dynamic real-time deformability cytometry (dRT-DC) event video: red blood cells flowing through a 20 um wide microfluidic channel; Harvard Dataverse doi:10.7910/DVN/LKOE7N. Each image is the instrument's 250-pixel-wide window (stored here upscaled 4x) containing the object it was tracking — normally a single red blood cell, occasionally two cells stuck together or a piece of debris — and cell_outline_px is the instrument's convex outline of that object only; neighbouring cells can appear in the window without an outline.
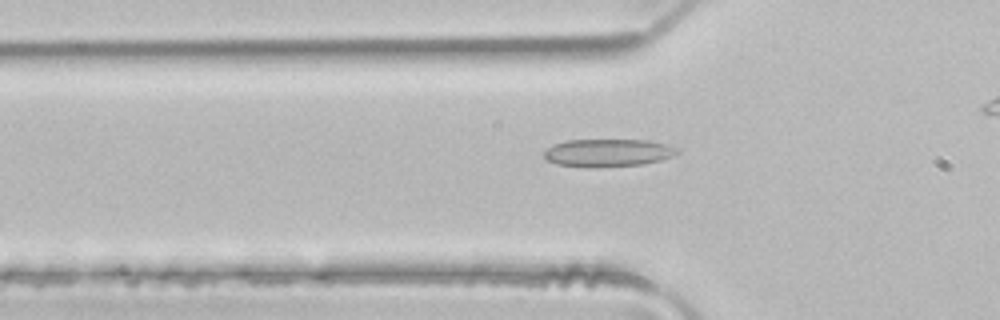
{"species": "common noctule bat (a hibernating species)", "species_latin": "Nyctalus noctula", "temperature_condition": "room temperature", "stored_images_in_passage": 42, "camera_frame_rate_fps": 3000, "um_per_image_px": 0.085, "animal": {"sex": "male", "body_mass_g": 21.5, "forearm_length_mm": 52.0}, "frame": {"image": 1, "passage_image": 16, "time_ms": 5.0, "image_size_px": [1000, 320], "cell_outline_px": [[680, 152], [672, 156], [660, 160], [644, 164], [596, 168], [584, 168], [556, 164], [548, 160], [544, 156], [544, 152], [552, 144], [564, 140], [648, 140], [668, 144], [676, 148]], "centroid_in_image_um": [51.65, 12.99], "position_along_channel_um": 74.1, "area_um2": 21.85}}
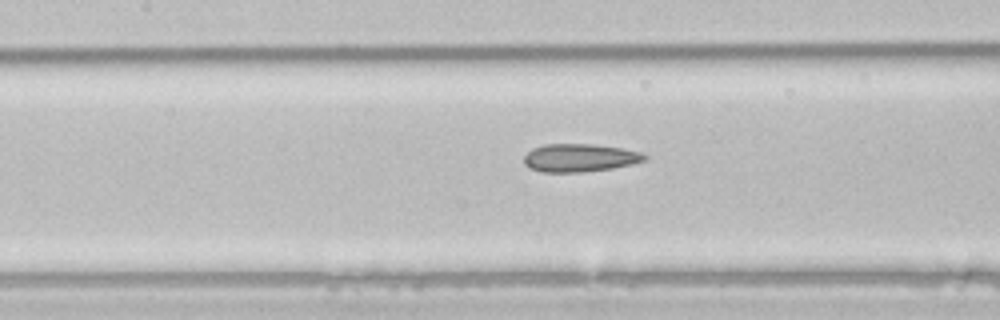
{"frame": {"image": 2, "passage_image": 22, "time_ms": 7.0, "image_size_px": [1000, 320], "cell_outline_px": [[648, 156], [644, 160], [632, 164], [612, 168], [580, 172], [540, 172], [528, 168], [524, 164], [524, 156], [532, 148], [544, 144], [592, 144], [620, 148], [640, 152]], "centroid_in_image_um": [49.22, 13.41], "position_along_channel_um": 158.2, "area_um2": 19.65}}
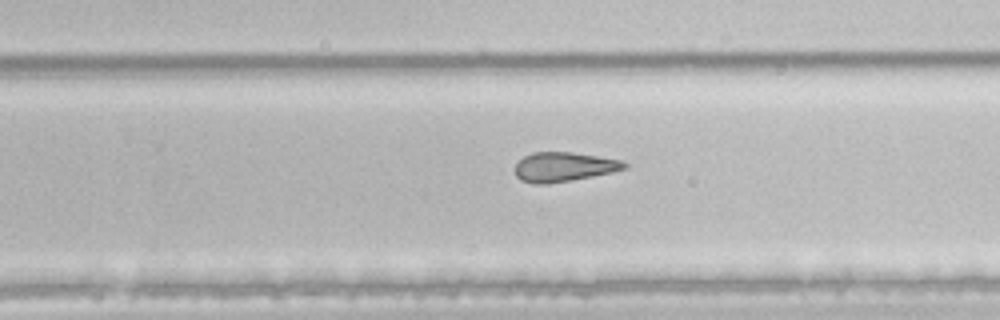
{"frame": {"image": 3, "passage_image": 31, "time_ms": 10.0, "image_size_px": [1000, 320], "cell_outline_px": [[628, 168], [612, 172], [572, 180], [544, 184], [536, 184], [520, 180], [516, 176], [516, 164], [524, 156], [532, 152], [572, 152], [620, 160], [628, 164]], "centroid_in_image_um": [47.92, 14.18], "position_along_channel_um": 281.9, "area_um2": 18.61}}